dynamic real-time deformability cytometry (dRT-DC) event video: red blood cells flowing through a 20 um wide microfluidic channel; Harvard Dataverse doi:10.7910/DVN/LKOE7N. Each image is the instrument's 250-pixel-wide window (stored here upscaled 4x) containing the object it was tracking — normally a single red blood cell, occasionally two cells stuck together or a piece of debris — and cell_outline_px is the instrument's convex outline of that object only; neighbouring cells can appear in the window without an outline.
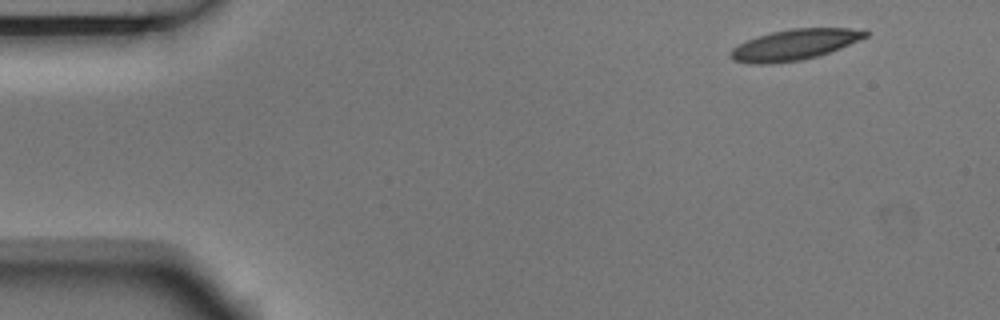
{"species": "Egyptian fruit bat (a non-hibernating species)", "species_latin": "Rousettus aegyptiacus", "temperature_condition": "room temperature", "stored_images_in_passage": 6, "camera_frame_rate_fps": 3000, "um_per_image_px": 0.085, "animal": {"sex": "male"}, "frame": {"image": 1, "passage_image": 1, "time_ms": 0.0, "image_size_px": [1000, 320], "cell_outline_px": [[868, 36], [840, 48], [816, 56], [800, 60], [772, 64], [756, 64], [732, 60], [732, 48], [756, 36], [772, 32], [792, 28], [848, 28], [868, 32]], "centroid_in_image_um": [67.52, 3.8], "position_along_channel_um": 17.5, "area_um2": 23.7}}
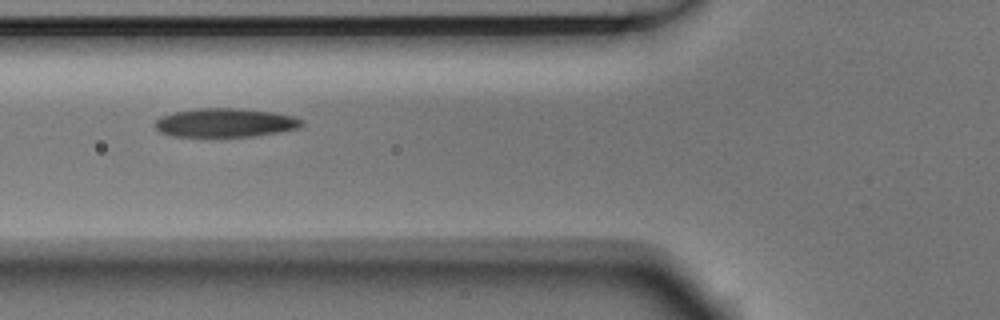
{"frame": {"image": 2, "passage_image": 5, "time_ms": 1.333, "image_size_px": [1000, 320], "cell_outline_px": [[304, 124], [300, 128], [280, 132], [252, 136], [168, 136], [160, 132], [152, 124], [160, 116], [172, 112], [200, 108], [240, 108], [276, 112], [292, 116], [304, 120]], "centroid_in_image_um": [19.14, 10.42], "position_along_channel_um": 106.7, "area_um2": 24.91}}
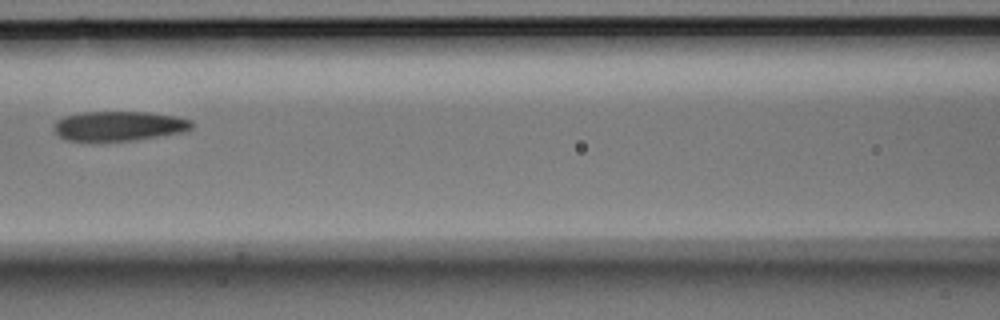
{"frame": {"image": 3, "passage_image": 6, "time_ms": 1.667, "image_size_px": [1000, 320], "cell_outline_px": [[192, 128], [180, 132], [132, 140], [64, 140], [52, 128], [52, 124], [56, 120], [64, 116], [84, 112], [148, 112], [176, 116], [192, 120]], "centroid_in_image_um": [10.06, 10.69], "position_along_channel_um": 156.5, "area_um2": 23.52}}